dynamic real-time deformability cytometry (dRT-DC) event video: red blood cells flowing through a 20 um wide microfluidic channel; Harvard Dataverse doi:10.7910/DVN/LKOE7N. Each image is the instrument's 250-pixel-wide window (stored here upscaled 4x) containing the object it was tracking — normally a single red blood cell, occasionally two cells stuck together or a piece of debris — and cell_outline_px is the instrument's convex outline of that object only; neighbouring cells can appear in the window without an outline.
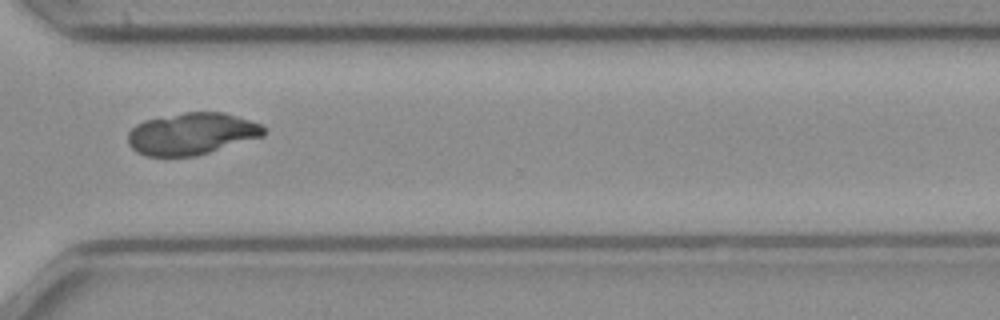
{"species": "common noctule bat (a hibernating species)", "species_latin": "Nyctalus noctula", "temperature_condition": "cold", "stored_images_in_passage": 50, "camera_frame_rate_fps": 3000, "um_per_image_px": 0.085, "animal": {"sex": "female", "body_mass_g": 21.9}, "frame": {"image": 1, "passage_image": 37, "time_ms": 12.0, "image_size_px": [1000, 320], "cell_outline_px": [[264, 136], [196, 156], [144, 156], [136, 152], [128, 144], [128, 132], [136, 124], [144, 120], [184, 112], [224, 112], [260, 124], [264, 128]], "centroid_in_image_um": [16.26, 11.37], "position_along_channel_um": 354.3, "area_um2": 33.12}}
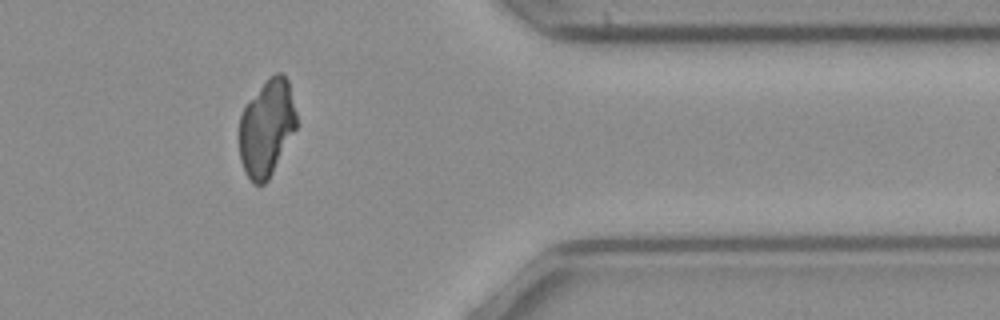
{"frame": {"image": 2, "passage_image": 41, "time_ms": 13.333, "image_size_px": [1000, 320], "cell_outline_px": [[296, 128], [268, 180], [264, 184], [252, 184], [244, 172], [240, 160], [240, 116], [248, 100], [268, 76], [276, 72], [280, 72], [288, 80], [296, 112]], "centroid_in_image_um": [22.65, 10.86], "position_along_channel_um": 388.7, "area_um2": 32.19}}
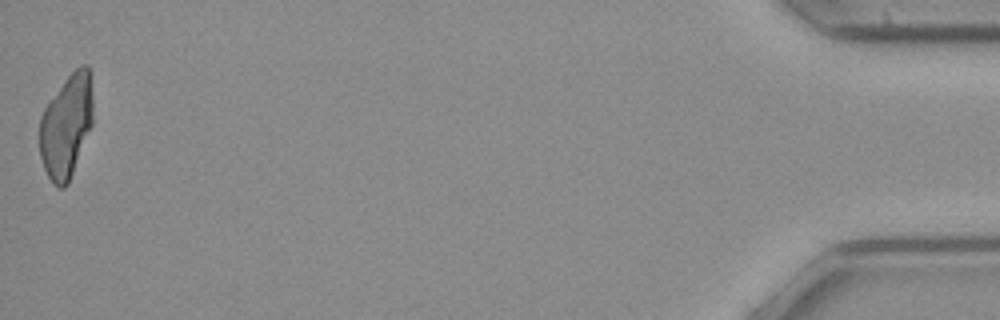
{"frame": {"image": 3, "passage_image": 50, "time_ms": 16.333, "image_size_px": [1000, 320], "cell_outline_px": [[92, 124], [68, 184], [64, 188], [60, 188], [52, 184], [44, 168], [40, 156], [40, 116], [44, 108], [68, 76], [80, 64], [88, 64], [92, 72]], "centroid_in_image_um": [5.65, 10.69], "position_along_channel_um": 429.5, "area_um2": 32.19}}